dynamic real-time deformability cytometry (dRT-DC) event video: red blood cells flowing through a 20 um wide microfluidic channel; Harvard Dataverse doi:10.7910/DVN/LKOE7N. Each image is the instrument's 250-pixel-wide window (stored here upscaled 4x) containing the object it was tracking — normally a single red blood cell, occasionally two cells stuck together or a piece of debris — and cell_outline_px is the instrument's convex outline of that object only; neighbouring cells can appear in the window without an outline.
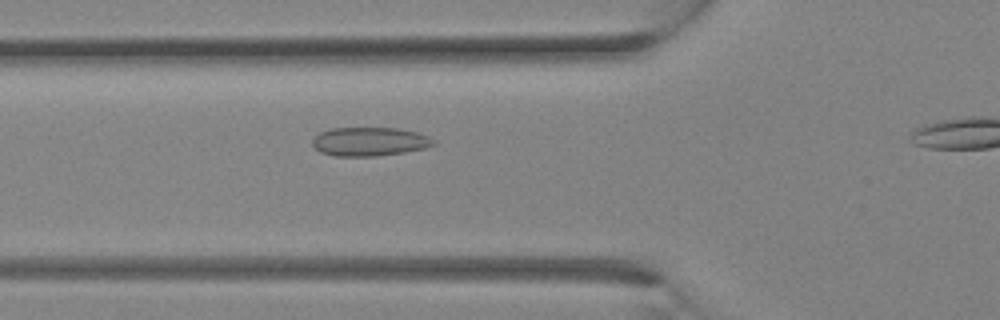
{"species": "Egyptian fruit bat (a non-hibernating species)", "species_latin": "Rousettus aegyptiacus", "temperature_condition": "room temperature", "stored_images_in_passage": 12, "camera_frame_rate_fps": 3000, "um_per_image_px": 0.085, "animal": {"sex": "female"}, "frame": {"image": 1, "passage_image": 2, "time_ms": 0.333, "image_size_px": [1000, 320], "cell_outline_px": [[436, 144], [424, 148], [404, 152], [376, 156], [336, 156], [320, 152], [312, 144], [312, 140], [320, 132], [332, 128], [396, 128], [416, 132], [428, 136], [436, 140]], "centroid_in_image_um": [31.42, 12.03], "position_along_channel_um": 94.4, "area_um2": 20.23}}
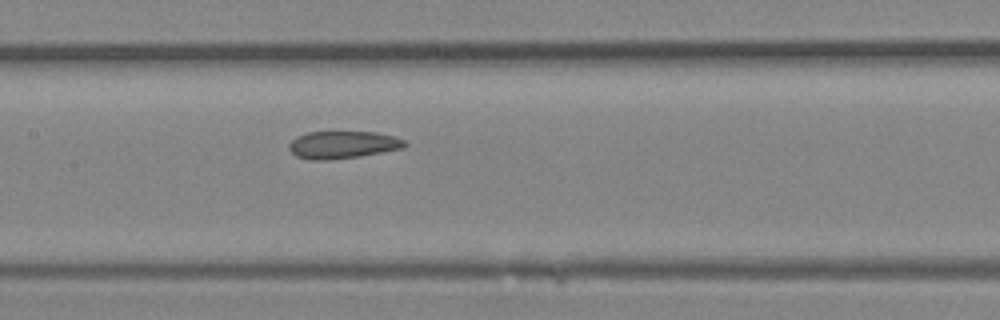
{"frame": {"image": 2, "passage_image": 6, "time_ms": 1.667, "image_size_px": [1000, 320], "cell_outline_px": [[408, 144], [404, 148], [360, 156], [332, 160], [312, 160], [296, 156], [288, 148], [288, 144], [296, 136], [308, 132], [376, 132], [392, 136], [404, 140]], "centroid_in_image_um": [29.12, 12.31], "position_along_channel_um": 178.3, "area_um2": 18.55}}
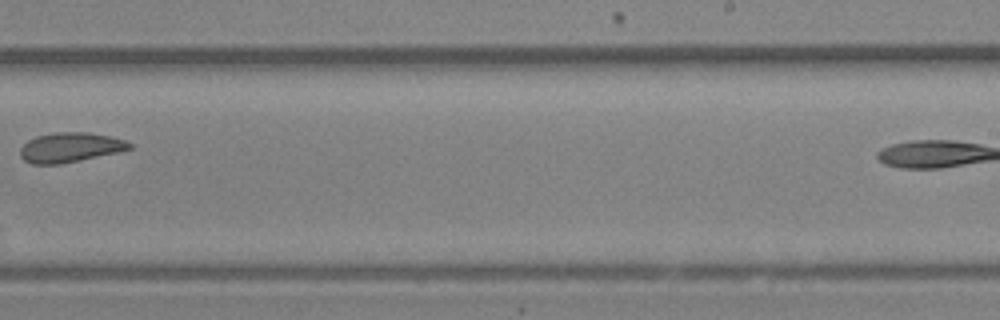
{"frame": {"image": 3, "passage_image": 11, "time_ms": 3.333, "image_size_px": [1000, 320], "cell_outline_px": [[132, 148], [116, 152], [60, 164], [32, 164], [24, 160], [20, 156], [20, 148], [28, 140], [36, 136], [56, 132], [88, 132], [112, 136], [124, 140], [132, 144]], "centroid_in_image_um": [5.94, 12.52], "position_along_channel_um": 283.1, "area_um2": 18.79}}